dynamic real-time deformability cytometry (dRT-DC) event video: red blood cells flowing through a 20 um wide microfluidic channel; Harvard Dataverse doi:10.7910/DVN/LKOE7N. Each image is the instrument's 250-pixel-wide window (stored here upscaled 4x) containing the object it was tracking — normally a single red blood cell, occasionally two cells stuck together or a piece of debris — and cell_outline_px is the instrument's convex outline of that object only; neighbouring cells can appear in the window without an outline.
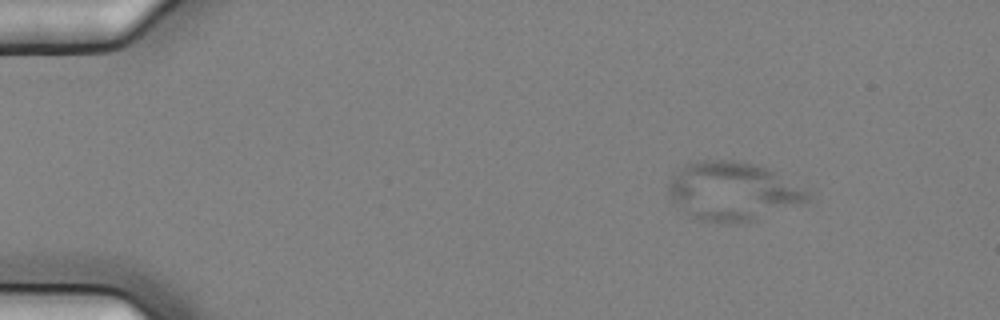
{"species": "common noctule bat (a hibernating species)", "species_latin": "Nyctalus noctula", "temperature_condition": "cold", "stored_images_in_passage": 4, "camera_frame_rate_fps": 3000, "um_per_image_px": 0.085, "animal": {"sex": "female", "body_mass_g": 25.1}, "frame": {"image": 1, "passage_image": 1, "time_ms": 0.0, "image_size_px": [1000, 320], "cell_outline_px": [[812, 196], [808, 200], [800, 204], [756, 220], [736, 224], [724, 224], [692, 220], [668, 196], [668, 184], [680, 168], [684, 164], [700, 160], [732, 160], [756, 164], [776, 172], [812, 192]], "centroid_in_image_um": [62.28, 16.29], "position_along_channel_um": 22.7, "area_um2": 48.21}}
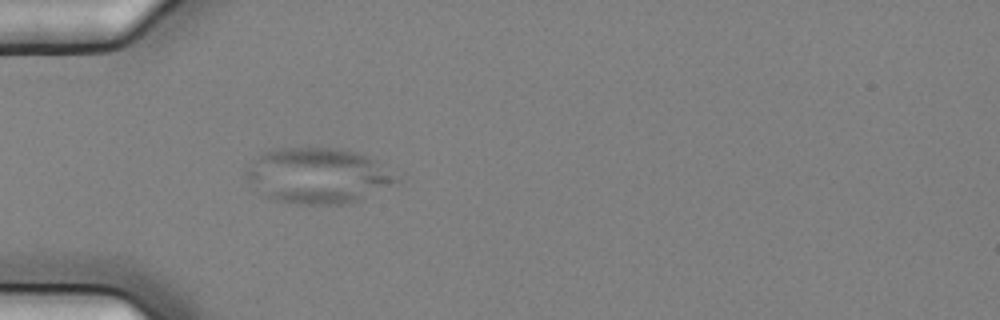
{"frame": {"image": 2, "passage_image": 4, "time_ms": 1.0, "image_size_px": [1000, 320], "cell_outline_px": [[400, 180], [356, 200], [344, 204], [300, 204], [272, 200], [264, 196], [244, 176], [244, 172], [264, 152], [276, 148], [336, 148], [352, 152], [364, 156], [372, 160]], "centroid_in_image_um": [26.91, 14.94], "position_along_channel_um": 58.1, "area_um2": 47.16}}